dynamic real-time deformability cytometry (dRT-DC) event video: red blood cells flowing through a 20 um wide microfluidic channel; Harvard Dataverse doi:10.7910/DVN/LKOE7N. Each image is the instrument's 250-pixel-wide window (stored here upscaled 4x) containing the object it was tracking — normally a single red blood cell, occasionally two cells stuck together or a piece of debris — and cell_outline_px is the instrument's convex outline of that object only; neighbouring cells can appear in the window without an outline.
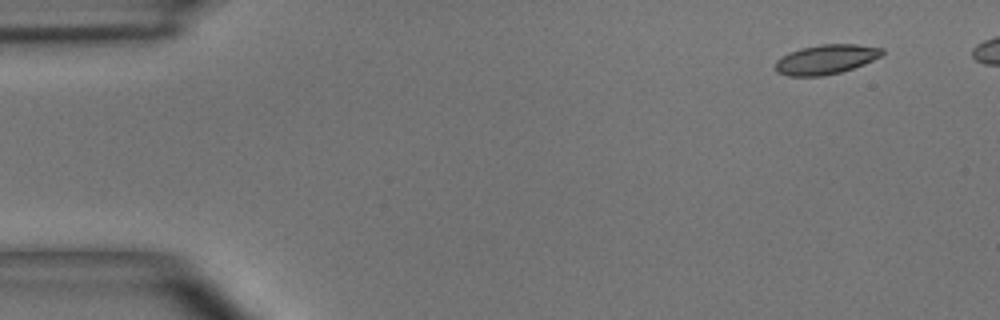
{"species": "common noctule bat (a hibernating species)", "species_latin": "Nyctalus noctula", "temperature_condition": "room temperature", "stored_images_in_passage": 5, "camera_frame_rate_fps": 3000, "um_per_image_px": 0.085, "animal": {"sex": "male", "body_mass_g": 15.6}, "frame": {"image": 1, "passage_image": 1, "time_ms": 0.0, "image_size_px": [1000, 320], "cell_outline_px": [[884, 52], [880, 56], [864, 64], [840, 72], [820, 76], [788, 76], [776, 72], [776, 60], [780, 56], [788, 52], [800, 48], [820, 44], [856, 44], [884, 48]], "centroid_in_image_um": [70.17, 5.04], "position_along_channel_um": 14.8, "area_um2": 18.44}}